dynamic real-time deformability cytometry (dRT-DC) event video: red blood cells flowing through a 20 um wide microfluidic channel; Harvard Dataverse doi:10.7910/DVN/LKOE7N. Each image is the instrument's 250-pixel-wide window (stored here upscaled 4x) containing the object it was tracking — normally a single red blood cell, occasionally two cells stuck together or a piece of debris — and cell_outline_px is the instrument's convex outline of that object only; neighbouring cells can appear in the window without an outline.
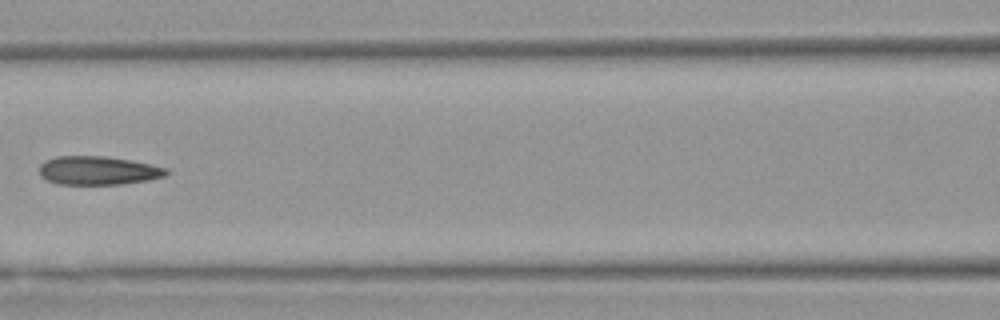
{"species": "Egyptian fruit bat (a non-hibernating species)", "species_latin": "Rousettus aegyptiacus", "temperature_condition": "warm", "stored_images_in_passage": 5, "camera_frame_rate_fps": 3000, "um_per_image_px": 0.085, "animal": {"sex": "female"}, "frame": {"image": 1, "passage_image": 5, "time_ms": 1.333, "image_size_px": [1000, 320], "cell_outline_px": [[168, 172], [164, 176], [148, 180], [120, 184], [56, 184], [40, 176], [40, 164], [44, 160], [56, 156], [108, 156], [132, 160], [152, 164], [168, 168]], "centroid_in_image_um": [8.33, 14.48], "position_along_channel_um": 158.3, "area_um2": 21.33}}